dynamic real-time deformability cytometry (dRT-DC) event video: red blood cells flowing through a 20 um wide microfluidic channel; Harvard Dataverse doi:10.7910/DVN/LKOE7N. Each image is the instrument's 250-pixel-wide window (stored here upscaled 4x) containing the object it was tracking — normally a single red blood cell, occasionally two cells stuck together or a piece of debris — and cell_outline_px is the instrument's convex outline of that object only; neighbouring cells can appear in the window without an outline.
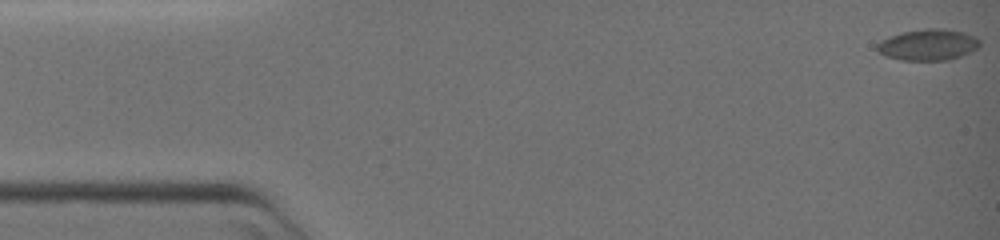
{"species": "common noctule bat (a hibernating species)", "species_latin": "Nyctalus noctula", "temperature_condition": "warm", "stored_images_in_passage": 70, "camera_frame_rate_fps": 3000, "um_per_image_px": 0.085, "animal": {"sex": "female", "body_mass_g": 19.0, "forearm_length_mm": 51.5}, "frame": {"image": 1, "passage_image": 1, "time_ms": 0.0, "image_size_px": [1000, 240], "cell_outline_px": [[980, 44], [976, 48], [960, 56], [948, 60], [900, 60], [888, 56], [880, 52], [876, 48], [876, 44], [880, 40], [904, 32], [928, 28], [944, 28], [964, 32], [976, 36], [980, 40]], "centroid_in_image_um": [78.91, 3.79], "position_along_channel_um": 6.1, "area_um2": 18.5}}
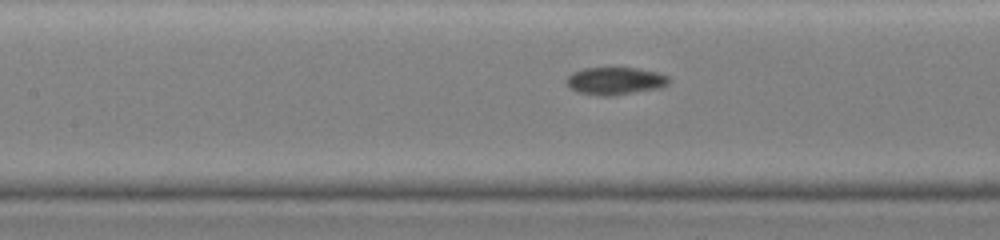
{"frame": {"image": 2, "passage_image": 31, "time_ms": 10.0, "image_size_px": [1000, 240], "cell_outline_px": [[668, 84], [660, 88], [612, 96], [596, 96], [576, 92], [568, 88], [568, 76], [572, 72], [584, 68], [636, 68], [656, 72], [668, 76]], "centroid_in_image_um": [52.26, 6.89], "position_along_channel_um": 155.1, "area_um2": 16.47}}
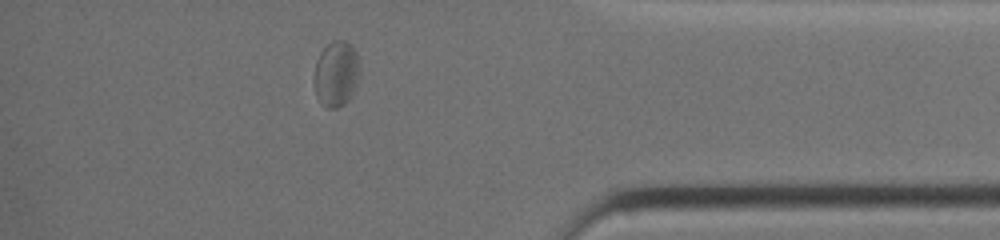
{"frame": {"image": 3, "passage_image": 60, "time_ms": 19.667, "image_size_px": [1000, 240], "cell_outline_px": [[360, 76], [348, 100], [344, 104], [336, 108], [324, 108], [316, 96], [312, 80], [312, 76], [316, 60], [320, 52], [332, 40], [344, 40], [356, 52], [360, 68]], "centroid_in_image_um": [28.53, 6.29], "position_along_channel_um": 406.7, "area_um2": 17.74}}